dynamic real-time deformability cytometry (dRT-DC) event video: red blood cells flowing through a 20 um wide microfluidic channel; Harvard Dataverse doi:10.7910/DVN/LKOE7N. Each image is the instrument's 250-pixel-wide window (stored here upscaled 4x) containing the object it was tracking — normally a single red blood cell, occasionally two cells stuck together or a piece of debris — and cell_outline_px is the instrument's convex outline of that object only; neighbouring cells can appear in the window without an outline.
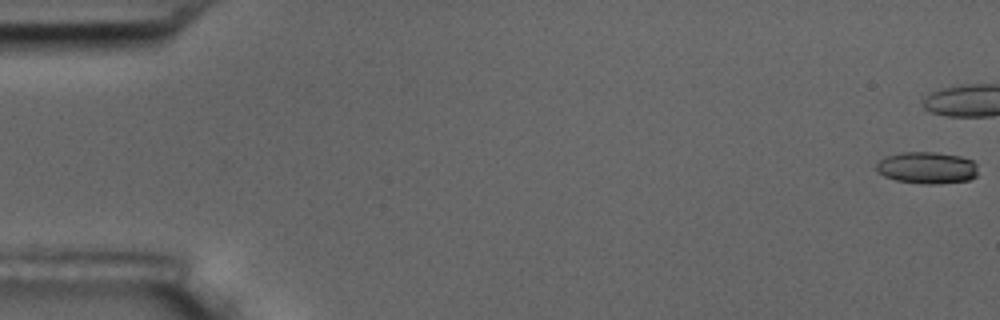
{"species": "common noctule bat (a hibernating species)", "species_latin": "Nyctalus noctula", "temperature_condition": "room temperature", "stored_images_in_passage": 14, "camera_frame_rate_fps": 3000, "um_per_image_px": 0.085, "animal": {"sex": "male", "body_mass_g": 17.5, "forearm_length_mm": 52.3}, "frame": {"image": 1, "passage_image": 1, "time_ms": 0.0, "image_size_px": [1000, 320], "cell_outline_px": [[976, 176], [968, 180], [936, 184], [924, 184], [896, 180], [884, 176], [876, 172], [876, 164], [880, 160], [888, 156], [904, 152], [936, 152], [960, 156], [972, 160], [976, 164]], "centroid_in_image_um": [78.78, 14.26], "position_along_channel_um": 6.2, "area_um2": 18.79}}